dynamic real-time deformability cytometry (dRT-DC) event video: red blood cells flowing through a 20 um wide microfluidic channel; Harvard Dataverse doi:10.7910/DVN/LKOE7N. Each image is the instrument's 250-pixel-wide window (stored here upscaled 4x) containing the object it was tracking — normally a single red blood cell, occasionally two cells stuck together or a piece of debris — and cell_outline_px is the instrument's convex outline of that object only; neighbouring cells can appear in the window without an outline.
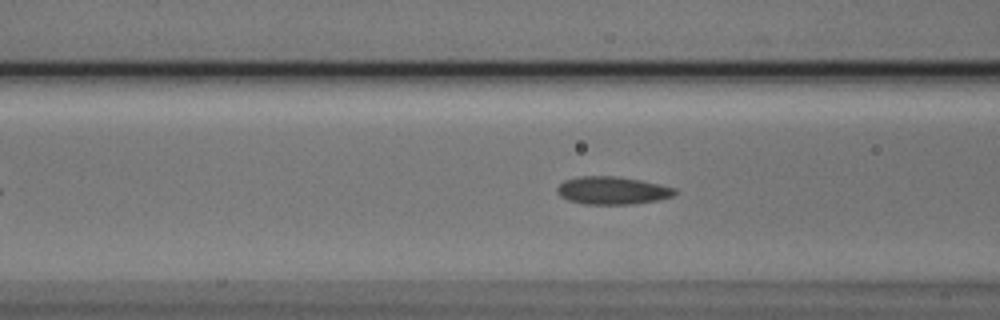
{"species": "Egyptian fruit bat (a non-hibernating species)", "species_latin": "Rousettus aegyptiacus", "temperature_condition": "cold", "stored_images_in_passage": 39, "camera_frame_rate_fps": 3000, "um_per_image_px": 0.085, "animal": {"sex": "male"}, "frame": {"image": 1, "passage_image": 12, "time_ms": 3.667, "image_size_px": [1000, 320], "cell_outline_px": [[676, 192], [672, 196], [660, 200], [632, 204], [584, 204], [568, 200], [560, 196], [556, 192], [556, 188], [564, 180], [580, 176], [616, 176], [640, 180], [660, 184], [676, 188]], "centroid_in_image_um": [52.04, 16.19], "position_along_channel_um": 114.6, "area_um2": 19.13}}
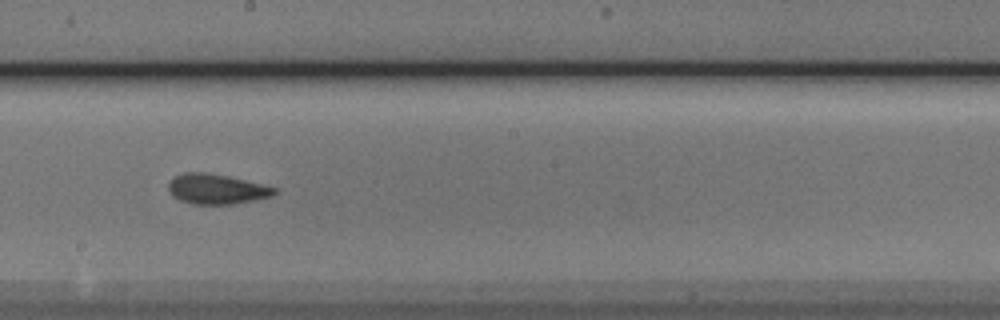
{"frame": {"image": 2, "passage_image": 21, "time_ms": 6.667, "image_size_px": [1000, 320], "cell_outline_px": [[276, 192], [272, 196], [256, 200], [232, 204], [192, 204], [180, 200], [172, 196], [168, 192], [168, 184], [176, 176], [184, 172], [204, 172], [228, 176], [276, 188]], "centroid_in_image_um": [18.37, 16.08], "position_along_channel_um": 229.8, "area_um2": 18.44}}
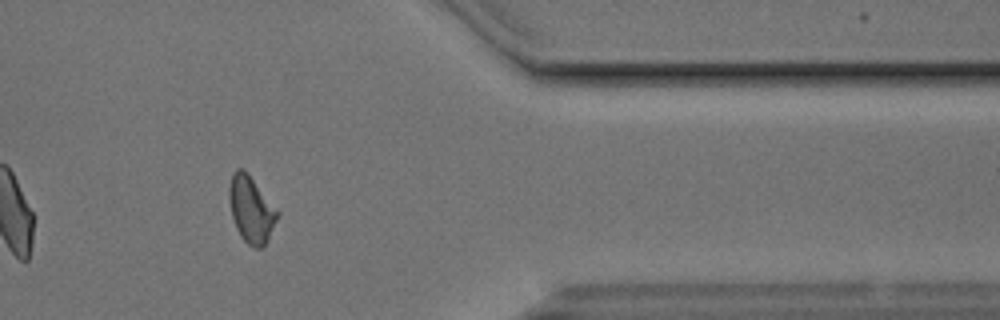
{"frame": {"image": 3, "passage_image": 35, "time_ms": 11.333, "image_size_px": [1000, 320], "cell_outline_px": [[280, 216], [268, 240], [260, 248], [256, 248], [248, 244], [240, 236], [236, 228], [232, 216], [228, 196], [228, 188], [232, 172], [236, 168], [240, 168], [248, 172], [280, 212]], "centroid_in_image_um": [21.36, 17.77], "position_along_channel_um": 390.0, "area_um2": 19.02}, "authors_computed_cell_mechanics": {"area_um2": 18.6694, "velocity_mm_per_s": 3.8416, "shape_relaxation_time_tau1_ms": 7.8379, "shape_relaxation_time_tau2_ms": 2.5112, "deformation_change_tau1": 0.1462, "deformation_change_tau2": 0.0898}}